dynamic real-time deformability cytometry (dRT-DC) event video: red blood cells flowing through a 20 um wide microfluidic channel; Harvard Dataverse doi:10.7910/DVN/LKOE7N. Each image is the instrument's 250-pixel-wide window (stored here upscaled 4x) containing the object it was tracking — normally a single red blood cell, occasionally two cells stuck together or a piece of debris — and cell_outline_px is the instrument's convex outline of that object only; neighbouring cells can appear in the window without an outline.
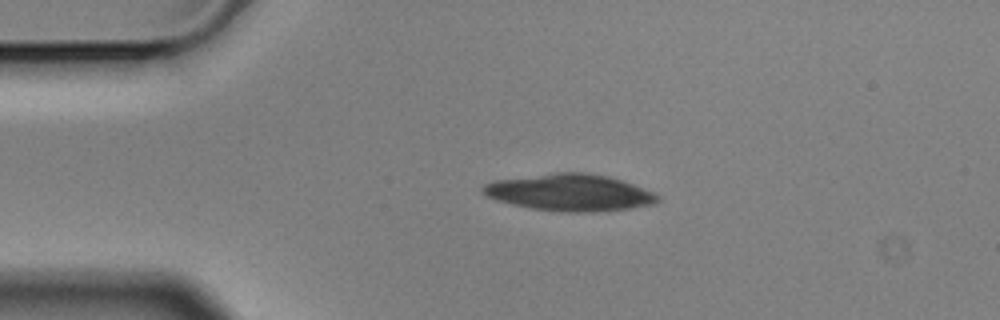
{"species": "Egyptian fruit bat (a non-hibernating species)", "species_latin": "Rousettus aegyptiacus", "temperature_condition": "cold", "stored_images_in_passage": 3, "camera_frame_rate_fps": 3000, "um_per_image_px": 0.085, "animal": {"sex": "male"}, "frame": {"image": 1, "passage_image": 2, "time_ms": 0.333, "image_size_px": [1000, 320], "cell_outline_px": [[660, 200], [652, 204], [628, 208], [592, 212], [568, 212], [532, 208], [512, 204], [496, 200], [488, 196], [480, 188], [484, 184], [496, 180], [552, 172], [584, 172], [608, 176], [632, 184], [652, 192], [660, 196]], "centroid_in_image_um": [48.41, 16.35], "position_along_channel_um": 36.6, "area_um2": 37.17}}